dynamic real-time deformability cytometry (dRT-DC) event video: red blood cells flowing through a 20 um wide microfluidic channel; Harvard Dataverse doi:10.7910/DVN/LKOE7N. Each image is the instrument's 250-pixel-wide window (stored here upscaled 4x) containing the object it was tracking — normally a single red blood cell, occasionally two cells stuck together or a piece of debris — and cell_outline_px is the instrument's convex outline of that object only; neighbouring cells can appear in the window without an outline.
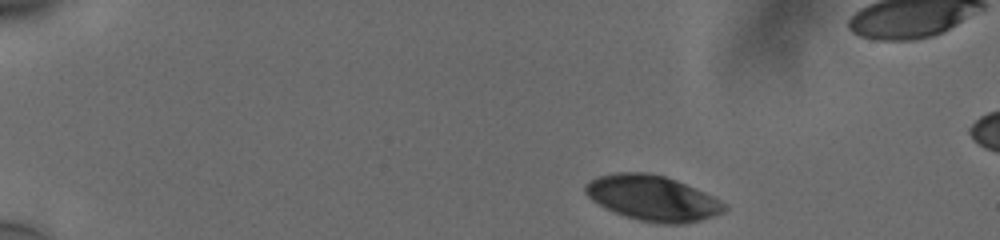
{"species": "human", "species_latin": "Homo sapiens", "temperature_condition": "cold", "stored_images_in_passage": 48, "segment_of_instrument_passage": [1, 2], "camera_frame_rate_fps": 3000, "um_per_image_px": 0.085, "donor": {"sex": "male"}, "frame": {"image": 1, "passage_image": 1, "time_ms": 0.0, "image_size_px": [1000, 240], "cell_outline_px": [[728, 208], [724, 212], [700, 220], [684, 224], [664, 224], [640, 220], [624, 216], [612, 212], [592, 200], [584, 192], [584, 184], [596, 176], [616, 172], [648, 172], [664, 176], [676, 180], [704, 192], [728, 204]], "centroid_in_image_um": [55.45, 16.83], "position_along_channel_um": 29.5, "area_um2": 36.88}}
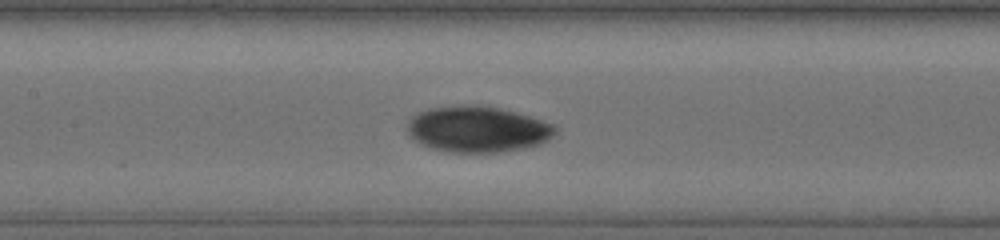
{"frame": {"image": 2, "passage_image": 20, "time_ms": 6.333, "image_size_px": [1000, 240], "cell_outline_px": [[556, 132], [548, 140], [540, 144], [524, 148], [500, 152], [444, 152], [420, 144], [412, 140], [408, 136], [404, 128], [408, 120], [416, 112], [428, 108], [476, 104], [500, 108], [516, 112], [556, 124]], "centroid_in_image_um": [40.54, 10.98], "position_along_channel_um": 166.9, "area_um2": 40.34}}
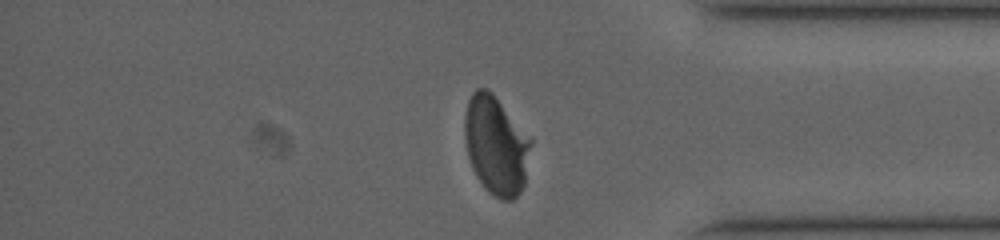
{"frame": {"image": 3, "passage_image": 39, "time_ms": 12.667, "image_size_px": [1000, 240], "cell_outline_px": [[532, 144], [524, 184], [520, 192], [512, 200], [500, 200], [488, 192], [484, 188], [476, 176], [472, 168], [468, 156], [464, 136], [464, 116], [468, 100], [472, 92], [476, 88], [484, 88], [492, 92], [532, 140]], "centroid_in_image_um": [42.14, 12.36], "position_along_channel_um": 393.1, "area_um2": 38.15}}